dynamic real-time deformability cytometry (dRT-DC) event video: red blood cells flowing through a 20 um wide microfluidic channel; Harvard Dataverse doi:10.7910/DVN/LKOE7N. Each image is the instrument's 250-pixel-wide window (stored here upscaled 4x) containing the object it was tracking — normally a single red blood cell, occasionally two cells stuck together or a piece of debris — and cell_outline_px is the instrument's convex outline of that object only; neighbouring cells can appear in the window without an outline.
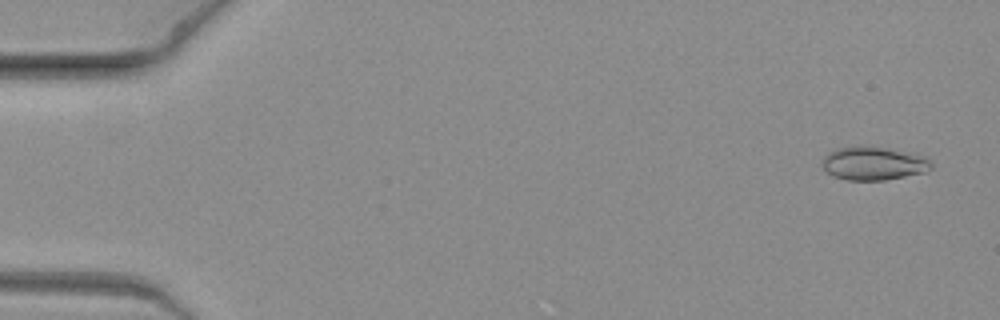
{"species": "common noctule bat (a hibernating species)", "species_latin": "Nyctalus noctula", "temperature_condition": "warm", "stored_images_in_passage": 5, "camera_frame_rate_fps": 3000, "um_per_image_px": 0.085, "animal": {"sex": "female", "body_mass_g": 19.3, "forearm_length_mm": 54.1}, "frame": {"image": 1, "passage_image": 1, "time_ms": 0.0, "image_size_px": [1000, 320], "cell_outline_px": [[932, 168], [924, 172], [884, 180], [848, 180], [832, 176], [820, 164], [824, 156], [828, 152], [836, 148], [860, 144], [884, 148], [924, 156], [932, 164]], "centroid_in_image_um": [74.17, 13.87], "position_along_channel_um": 10.8, "area_um2": 21.27}}
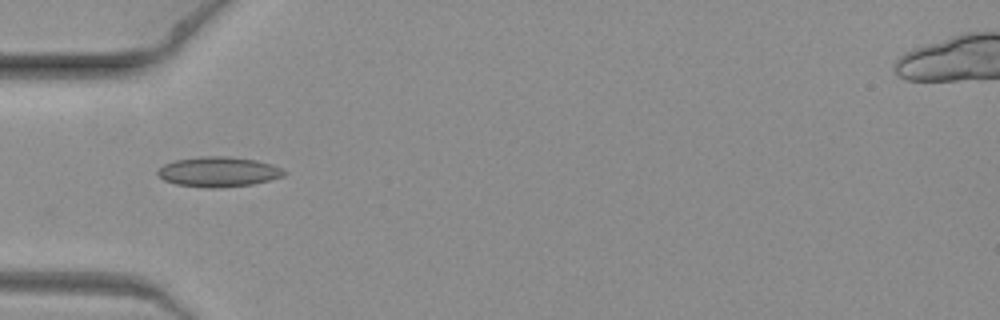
{"frame": {"image": 2, "passage_image": 4, "time_ms": 1.0, "image_size_px": [1000, 320], "cell_outline_px": [[288, 172], [284, 176], [252, 184], [220, 188], [204, 188], [176, 184], [164, 180], [156, 172], [164, 164], [176, 160], [200, 156], [228, 156], [256, 160], [272, 164]], "centroid_in_image_um": [18.57, 14.6], "position_along_channel_um": 66.4, "area_um2": 22.14}}